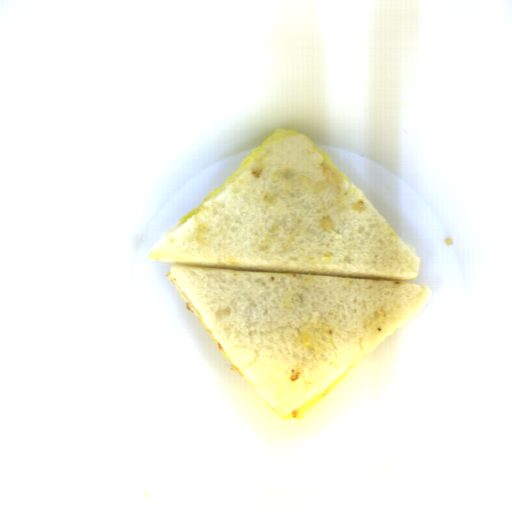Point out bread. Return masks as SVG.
I'll list each match as a JSON object with an SVG mask.
<instances>
[{
  "mask_svg": "<svg viewBox=\"0 0 512 512\" xmlns=\"http://www.w3.org/2000/svg\"><path fill=\"white\" fill-rule=\"evenodd\" d=\"M280 419L341 386L429 294L419 258L301 131L266 136L150 250Z\"/></svg>",
  "mask_w": 512,
  "mask_h": 512,
  "instance_id": "bread-1",
  "label": "bread"
}]
</instances>
